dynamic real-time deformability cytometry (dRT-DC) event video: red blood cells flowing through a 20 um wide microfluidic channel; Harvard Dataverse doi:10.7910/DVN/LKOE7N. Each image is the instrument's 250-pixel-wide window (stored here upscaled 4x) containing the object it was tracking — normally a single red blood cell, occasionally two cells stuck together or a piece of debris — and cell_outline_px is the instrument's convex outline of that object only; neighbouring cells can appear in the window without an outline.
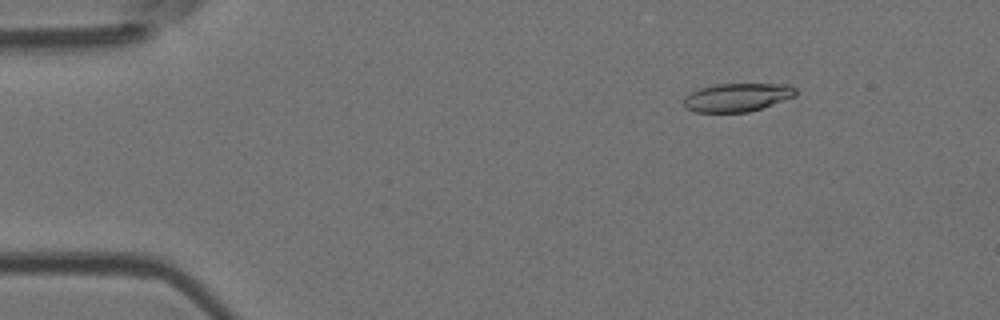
{"species": "Egyptian fruit bat (a non-hibernating species)", "species_latin": "Rousettus aegyptiacus", "temperature_condition": "room temperature", "stored_images_in_passage": 46, "camera_frame_rate_fps": 3000, "um_per_image_px": 0.085, "animal": {"sex": "female"}, "frame": {"image": 1, "passage_image": 2, "time_ms": 0.333, "image_size_px": [1000, 320], "cell_outline_px": [[796, 96], [748, 112], [696, 112], [684, 108], [684, 96], [700, 88], [716, 84], [788, 84], [796, 88]], "centroid_in_image_um": [62.65, 8.27], "position_along_channel_um": 22.4, "area_um2": 18.44}}
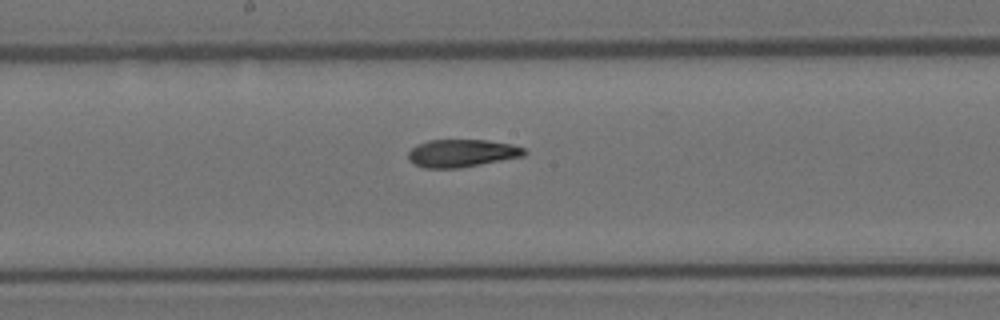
{"frame": {"image": 2, "passage_image": 22, "time_ms": 7.0, "image_size_px": [1000, 320], "cell_outline_px": [[528, 152], [524, 156], [460, 168], [424, 168], [408, 160], [408, 152], [416, 144], [428, 140], [488, 140], [512, 144], [524, 148]], "centroid_in_image_um": [39.26, 13.02], "position_along_channel_um": 208.9, "area_um2": 18.84}}
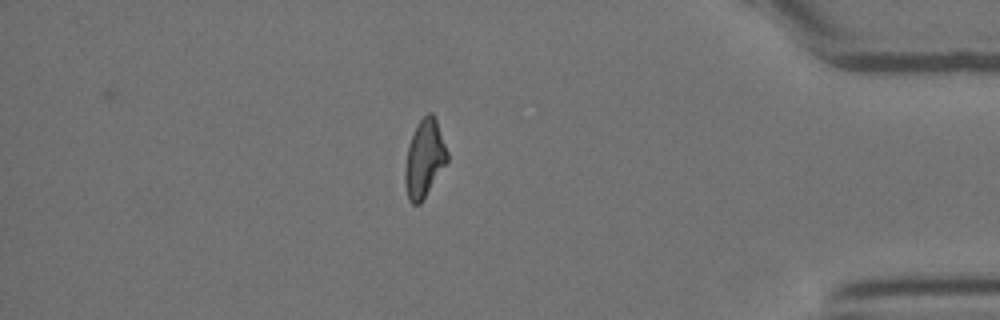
{"frame": {"image": 3, "passage_image": 39, "time_ms": 12.667, "image_size_px": [1000, 320], "cell_outline_px": [[448, 160], [420, 204], [412, 204], [408, 200], [404, 184], [404, 168], [408, 148], [416, 124], [428, 112], [432, 112], [436, 120], [448, 152]], "centroid_in_image_um": [36.05, 13.49], "position_along_channel_um": 399.1, "area_um2": 18.96}, "authors_computed_cell_mechanics": {"area_um2": 19.2474, "velocity_mm_per_s": 3.9981, "shape_relaxation_time_tau1_ms": 6.6386, "shape_relaxation_time_tau2_ms": 3.6972, "deformation_change_tau1": 0.2039, "deformation_change_tau2": 0.1226}}